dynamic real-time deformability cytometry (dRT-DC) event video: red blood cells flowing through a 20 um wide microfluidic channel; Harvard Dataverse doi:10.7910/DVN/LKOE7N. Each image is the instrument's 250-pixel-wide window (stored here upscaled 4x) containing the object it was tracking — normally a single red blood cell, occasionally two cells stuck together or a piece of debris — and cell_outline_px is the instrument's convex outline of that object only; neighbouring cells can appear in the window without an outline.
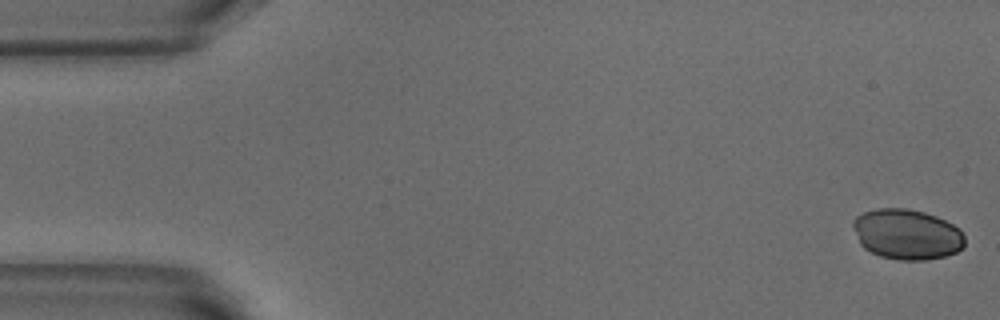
{"species": "common noctule bat (a hibernating species)", "species_latin": "Nyctalus noctula", "temperature_condition": "warm", "stored_images_in_passage": 47, "camera_frame_rate_fps": 3000, "um_per_image_px": 0.085, "animal": {"sex": "male", "body_mass_g": 18.8}, "frame": {"image": 1, "passage_image": 1, "time_ms": 0.0, "image_size_px": [1000, 320], "cell_outline_px": [[964, 248], [956, 252], [944, 256], [924, 260], [900, 260], [880, 256], [864, 248], [860, 244], [852, 224], [852, 220], [856, 216], [864, 212], [876, 208], [908, 208], [924, 212], [936, 216], [960, 228], [964, 236]], "centroid_in_image_um": [77.09, 19.91], "position_along_channel_um": 7.9, "area_um2": 32.89}}